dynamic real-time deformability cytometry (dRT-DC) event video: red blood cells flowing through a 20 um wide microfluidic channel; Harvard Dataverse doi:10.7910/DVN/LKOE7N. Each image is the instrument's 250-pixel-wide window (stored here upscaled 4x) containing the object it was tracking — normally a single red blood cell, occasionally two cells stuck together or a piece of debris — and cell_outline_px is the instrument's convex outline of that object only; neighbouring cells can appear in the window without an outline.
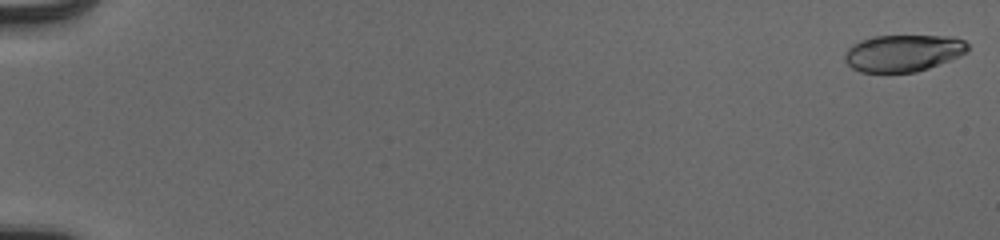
{"species": "human", "species_latin": "Homo sapiens", "temperature_condition": "cold", "stored_images_in_passage": 54, "camera_frame_rate_fps": 3000, "um_per_image_px": 0.085, "donor": {"sex": "male"}, "frame": {"image": 1, "passage_image": 1, "time_ms": 0.0, "image_size_px": [1000, 240], "cell_outline_px": [[968, 52], [960, 56], [928, 68], [916, 72], [860, 72], [852, 68], [844, 60], [844, 52], [852, 44], [860, 40], [876, 36], [952, 36], [964, 40], [968, 44]], "centroid_in_image_um": [76.76, 4.51], "position_along_channel_um": 8.2, "area_um2": 26.53}}
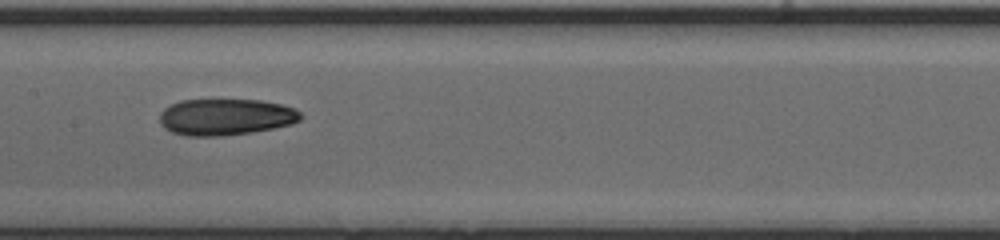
{"frame": {"image": 2, "passage_image": 30, "time_ms": 9.667, "image_size_px": [1000, 240], "cell_outline_px": [[304, 116], [300, 120], [292, 124], [252, 132], [220, 136], [188, 136], [172, 132], [164, 128], [160, 124], [160, 112], [168, 104], [180, 100], [260, 100], [280, 104], [292, 108], [300, 112]], "centroid_in_image_um": [19.15, 9.94], "position_along_channel_um": 188.2, "area_um2": 30.06}}
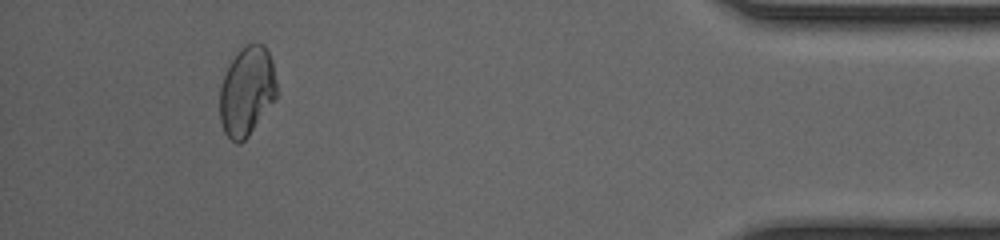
{"frame": {"image": 3, "passage_image": 51, "time_ms": 16.667, "image_size_px": [1000, 240], "cell_outline_px": [[276, 100], [248, 136], [240, 144], [236, 144], [224, 132], [220, 120], [220, 88], [224, 76], [232, 60], [240, 48], [244, 44], [264, 44], [272, 60], [276, 80]], "centroid_in_image_um": [20.99, 7.77], "position_along_channel_um": 414.2, "area_um2": 29.59}, "authors_computed_cell_mechanics": {"area_um2": 29.478, "velocity_mm_per_s": 3.9446, "shape_relaxation_time_tau1_ms": 7.0434, "shape_relaxation_time_tau2_ms": 3.8339, "deformation_change_tau1": 0.1769, "deformation_change_tau2": 0.0933}}